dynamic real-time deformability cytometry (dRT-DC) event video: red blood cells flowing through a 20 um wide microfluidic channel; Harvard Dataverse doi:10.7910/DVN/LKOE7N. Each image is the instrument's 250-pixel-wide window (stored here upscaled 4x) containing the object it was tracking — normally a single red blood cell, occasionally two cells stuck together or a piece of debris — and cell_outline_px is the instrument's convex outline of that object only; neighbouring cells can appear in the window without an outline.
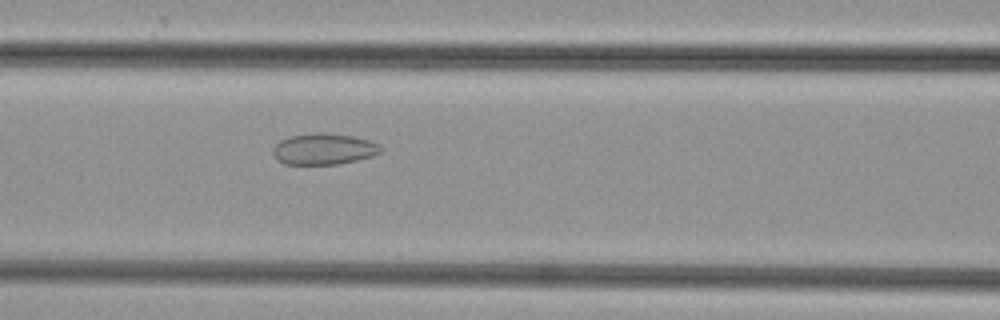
{"species": "common noctule bat (a hibernating species)", "species_latin": "Nyctalus noctula", "temperature_condition": "cold", "stored_images_in_passage": 49, "camera_frame_rate_fps": 3000, "um_per_image_px": 0.085, "animal": {"sex": "female", "body_mass_g": 29.2, "forearm_length_mm": 56.3}, "frame": {"image": 1, "passage_image": 22, "time_ms": 7.0, "image_size_px": [1000, 320], "cell_outline_px": [[380, 152], [372, 156], [340, 164], [284, 164], [272, 152], [272, 148], [280, 140], [288, 136], [320, 132], [352, 136], [368, 140], [380, 144]], "centroid_in_image_um": [27.51, 12.66], "position_along_channel_um": 139.1, "area_um2": 19.42}}
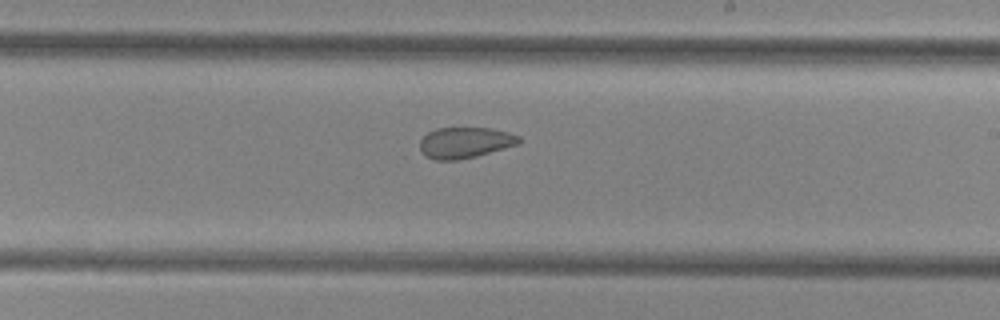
{"frame": {"image": 2, "passage_image": 30, "time_ms": 9.667, "image_size_px": [1000, 320], "cell_outline_px": [[520, 144], [476, 156], [456, 160], [432, 160], [424, 156], [420, 148], [420, 140], [428, 132], [436, 128], [492, 128], [508, 132], [520, 136]], "centroid_in_image_um": [39.52, 12.12], "position_along_channel_um": 249.5, "area_um2": 17.98}}
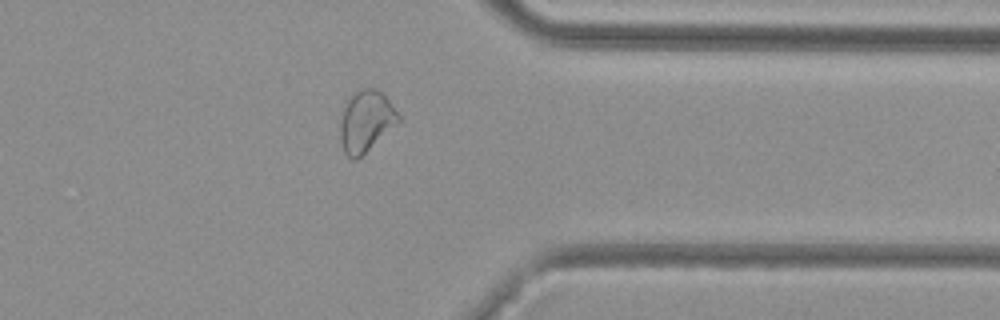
{"frame": {"image": 3, "passage_image": 40, "time_ms": 13.0, "image_size_px": [1000, 320], "cell_outline_px": [[400, 120], [396, 124], [356, 160], [352, 160], [344, 152], [340, 136], [340, 124], [344, 100], [352, 92], [360, 88], [376, 88], [388, 100], [400, 116]], "centroid_in_image_um": [31.05, 10.26], "position_along_channel_um": 380.3, "area_um2": 20.69}}